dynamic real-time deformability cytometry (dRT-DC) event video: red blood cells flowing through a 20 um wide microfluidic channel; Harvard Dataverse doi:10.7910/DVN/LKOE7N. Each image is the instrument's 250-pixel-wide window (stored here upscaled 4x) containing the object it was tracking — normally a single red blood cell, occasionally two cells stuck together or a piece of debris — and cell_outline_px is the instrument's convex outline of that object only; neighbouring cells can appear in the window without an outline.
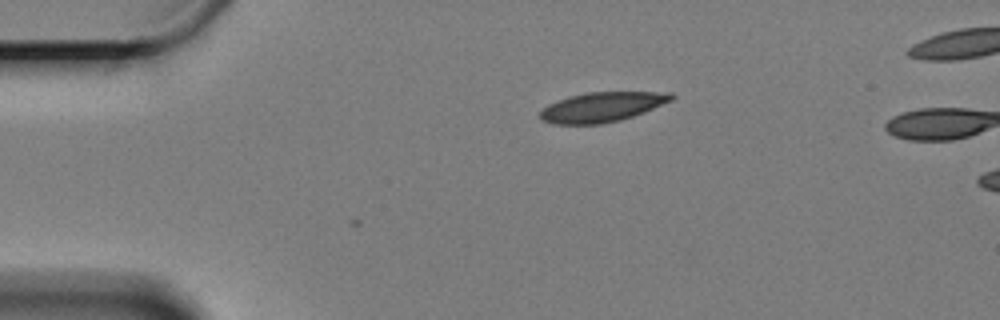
{"species": "Egyptian fruit bat (a non-hibernating species)", "species_latin": "Rousettus aegyptiacus", "temperature_condition": "cold", "stored_images_in_passage": 2, "camera_frame_rate_fps": 3000, "um_per_image_px": 0.085, "animal": {"sex": "female"}, "frame": {"image": 1, "passage_image": 1, "time_ms": 0.0, "image_size_px": [1000, 320], "cell_outline_px": [[676, 96], [672, 100], [644, 112], [620, 120], [600, 124], [552, 124], [540, 120], [540, 112], [548, 104], [568, 96], [588, 92], [672, 92]], "centroid_in_image_um": [51.16, 9.09], "position_along_channel_um": 33.8, "area_um2": 22.77}}